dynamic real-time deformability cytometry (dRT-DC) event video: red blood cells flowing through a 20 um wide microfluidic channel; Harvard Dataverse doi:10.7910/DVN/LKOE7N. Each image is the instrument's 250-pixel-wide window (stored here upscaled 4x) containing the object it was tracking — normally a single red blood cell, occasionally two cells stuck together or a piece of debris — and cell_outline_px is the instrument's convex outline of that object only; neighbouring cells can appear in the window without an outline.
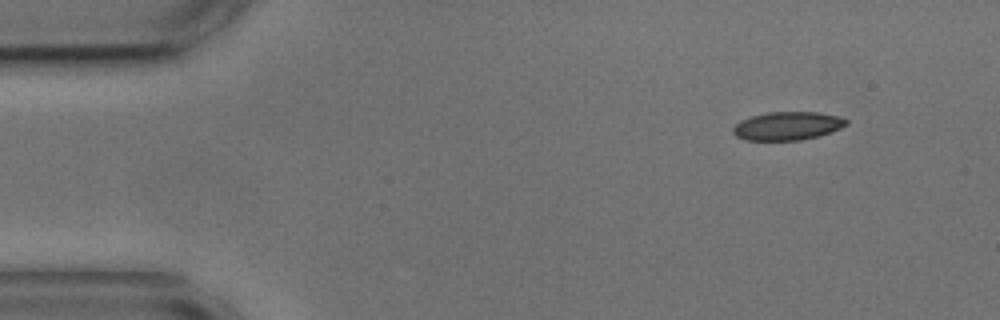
{"species": "common noctule bat (a hibernating species)", "species_latin": "Nyctalus noctula", "temperature_condition": "cold", "stored_images_in_passage": 3, "camera_frame_rate_fps": 3000, "um_per_image_px": 0.085, "animal": {"sex": "male", "body_mass_g": 17.9, "forearm_length_mm": 54.2}, "frame": {"image": 1, "passage_image": 1, "time_ms": 0.0, "image_size_px": [1000, 320], "cell_outline_px": [[848, 124], [840, 128], [820, 136], [800, 140], [744, 140], [736, 136], [732, 132], [732, 128], [740, 120], [752, 116], [768, 112], [820, 112], [836, 116], [848, 120]], "centroid_in_image_um": [66.92, 10.7], "position_along_channel_um": 18.1, "area_um2": 18.73}}
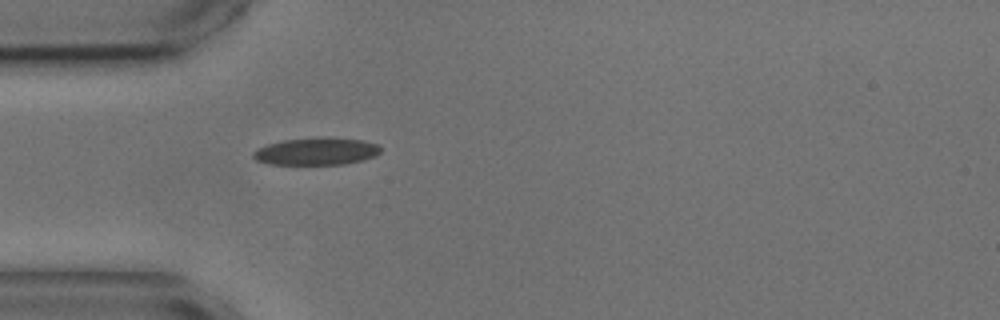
{"frame": {"image": 2, "passage_image": 3, "time_ms": 3.333, "image_size_px": [1000, 320], "cell_outline_px": [[380, 152], [376, 156], [364, 160], [344, 164], [268, 164], [256, 160], [252, 156], [252, 152], [256, 148], [268, 144], [284, 140], [316, 136], [328, 136], [364, 140], [380, 144]], "centroid_in_image_um": [26.92, 12.84], "position_along_channel_um": 58.1, "area_um2": 20.81}}